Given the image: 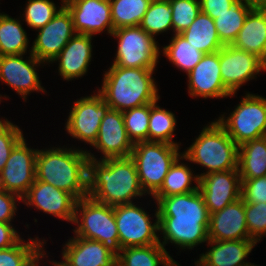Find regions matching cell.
Segmentation results:
<instances>
[{
  "instance_id": "obj_1",
  "label": "cell",
  "mask_w": 266,
  "mask_h": 266,
  "mask_svg": "<svg viewBox=\"0 0 266 266\" xmlns=\"http://www.w3.org/2000/svg\"><path fill=\"white\" fill-rule=\"evenodd\" d=\"M154 198L158 204V227L164 238L159 243L163 247L171 242L182 249H192L208 242L210 214L199 190Z\"/></svg>"
},
{
  "instance_id": "obj_2",
  "label": "cell",
  "mask_w": 266,
  "mask_h": 266,
  "mask_svg": "<svg viewBox=\"0 0 266 266\" xmlns=\"http://www.w3.org/2000/svg\"><path fill=\"white\" fill-rule=\"evenodd\" d=\"M88 155V196L93 200L117 206L132 203L131 199L143 196L137 168L131 157L97 160Z\"/></svg>"
},
{
  "instance_id": "obj_3",
  "label": "cell",
  "mask_w": 266,
  "mask_h": 266,
  "mask_svg": "<svg viewBox=\"0 0 266 266\" xmlns=\"http://www.w3.org/2000/svg\"><path fill=\"white\" fill-rule=\"evenodd\" d=\"M88 155L84 150H38L36 180L70 193L76 200L88 196Z\"/></svg>"
},
{
  "instance_id": "obj_4",
  "label": "cell",
  "mask_w": 266,
  "mask_h": 266,
  "mask_svg": "<svg viewBox=\"0 0 266 266\" xmlns=\"http://www.w3.org/2000/svg\"><path fill=\"white\" fill-rule=\"evenodd\" d=\"M153 72L154 69L111 66L98 93L110 109L120 112L153 103L159 100Z\"/></svg>"
},
{
  "instance_id": "obj_5",
  "label": "cell",
  "mask_w": 266,
  "mask_h": 266,
  "mask_svg": "<svg viewBox=\"0 0 266 266\" xmlns=\"http://www.w3.org/2000/svg\"><path fill=\"white\" fill-rule=\"evenodd\" d=\"M239 146L232 140L223 127L212 122L203 128L195 142L183 152V158L207 168L206 173L238 169Z\"/></svg>"
},
{
  "instance_id": "obj_6",
  "label": "cell",
  "mask_w": 266,
  "mask_h": 266,
  "mask_svg": "<svg viewBox=\"0 0 266 266\" xmlns=\"http://www.w3.org/2000/svg\"><path fill=\"white\" fill-rule=\"evenodd\" d=\"M179 145L164 142L141 141L133 146L131 158L143 191L152 196L161 188L170 166L182 155Z\"/></svg>"
},
{
  "instance_id": "obj_7",
  "label": "cell",
  "mask_w": 266,
  "mask_h": 266,
  "mask_svg": "<svg viewBox=\"0 0 266 266\" xmlns=\"http://www.w3.org/2000/svg\"><path fill=\"white\" fill-rule=\"evenodd\" d=\"M73 223L78 226L74 230L76 236L99 241L109 245L116 252L119 250V235L113 206L99 203L89 196L81 198L75 204Z\"/></svg>"
},
{
  "instance_id": "obj_8",
  "label": "cell",
  "mask_w": 266,
  "mask_h": 266,
  "mask_svg": "<svg viewBox=\"0 0 266 266\" xmlns=\"http://www.w3.org/2000/svg\"><path fill=\"white\" fill-rule=\"evenodd\" d=\"M240 102L227 119L217 120L238 146L266 136V98L248 93Z\"/></svg>"
},
{
  "instance_id": "obj_9",
  "label": "cell",
  "mask_w": 266,
  "mask_h": 266,
  "mask_svg": "<svg viewBox=\"0 0 266 266\" xmlns=\"http://www.w3.org/2000/svg\"><path fill=\"white\" fill-rule=\"evenodd\" d=\"M111 35L118 39L116 59L112 66L155 70L160 48L154 37L140 26L117 28Z\"/></svg>"
},
{
  "instance_id": "obj_10",
  "label": "cell",
  "mask_w": 266,
  "mask_h": 266,
  "mask_svg": "<svg viewBox=\"0 0 266 266\" xmlns=\"http://www.w3.org/2000/svg\"><path fill=\"white\" fill-rule=\"evenodd\" d=\"M114 215L119 235V250L159 244L160 240L156 234L159 231L158 210L155 212L156 222L153 224L147 212L134 203L114 206Z\"/></svg>"
},
{
  "instance_id": "obj_11",
  "label": "cell",
  "mask_w": 266,
  "mask_h": 266,
  "mask_svg": "<svg viewBox=\"0 0 266 266\" xmlns=\"http://www.w3.org/2000/svg\"><path fill=\"white\" fill-rule=\"evenodd\" d=\"M38 149L27 147L24 137L15 145L5 167L0 172V188L21 199L36 179Z\"/></svg>"
},
{
  "instance_id": "obj_12",
  "label": "cell",
  "mask_w": 266,
  "mask_h": 266,
  "mask_svg": "<svg viewBox=\"0 0 266 266\" xmlns=\"http://www.w3.org/2000/svg\"><path fill=\"white\" fill-rule=\"evenodd\" d=\"M109 109L110 106L99 93L77 100L65 126L68 134L92 146L97 140L100 123Z\"/></svg>"
},
{
  "instance_id": "obj_13",
  "label": "cell",
  "mask_w": 266,
  "mask_h": 266,
  "mask_svg": "<svg viewBox=\"0 0 266 266\" xmlns=\"http://www.w3.org/2000/svg\"><path fill=\"white\" fill-rule=\"evenodd\" d=\"M219 64L223 84L231 93H236L241 85L266 70V63L257 55L232 45H224L219 50Z\"/></svg>"
},
{
  "instance_id": "obj_14",
  "label": "cell",
  "mask_w": 266,
  "mask_h": 266,
  "mask_svg": "<svg viewBox=\"0 0 266 266\" xmlns=\"http://www.w3.org/2000/svg\"><path fill=\"white\" fill-rule=\"evenodd\" d=\"M37 31L39 33L30 52L38 60L49 63L76 34L71 14L64 4L54 18Z\"/></svg>"
},
{
  "instance_id": "obj_15",
  "label": "cell",
  "mask_w": 266,
  "mask_h": 266,
  "mask_svg": "<svg viewBox=\"0 0 266 266\" xmlns=\"http://www.w3.org/2000/svg\"><path fill=\"white\" fill-rule=\"evenodd\" d=\"M198 186L209 214L222 210L241 198V178L238 169L203 174Z\"/></svg>"
},
{
  "instance_id": "obj_16",
  "label": "cell",
  "mask_w": 266,
  "mask_h": 266,
  "mask_svg": "<svg viewBox=\"0 0 266 266\" xmlns=\"http://www.w3.org/2000/svg\"><path fill=\"white\" fill-rule=\"evenodd\" d=\"M71 14L76 34H112L111 5L109 0H70L63 3Z\"/></svg>"
},
{
  "instance_id": "obj_17",
  "label": "cell",
  "mask_w": 266,
  "mask_h": 266,
  "mask_svg": "<svg viewBox=\"0 0 266 266\" xmlns=\"http://www.w3.org/2000/svg\"><path fill=\"white\" fill-rule=\"evenodd\" d=\"M28 58L23 60L22 54L0 56V80L12 87L24 100L32 91L45 92L35 68L44 62L32 53Z\"/></svg>"
},
{
  "instance_id": "obj_18",
  "label": "cell",
  "mask_w": 266,
  "mask_h": 266,
  "mask_svg": "<svg viewBox=\"0 0 266 266\" xmlns=\"http://www.w3.org/2000/svg\"><path fill=\"white\" fill-rule=\"evenodd\" d=\"M25 198V199H24ZM26 205L72 222L75 217L76 199L68 192L35 179L33 185L21 199ZM27 201V202H26Z\"/></svg>"
},
{
  "instance_id": "obj_19",
  "label": "cell",
  "mask_w": 266,
  "mask_h": 266,
  "mask_svg": "<svg viewBox=\"0 0 266 266\" xmlns=\"http://www.w3.org/2000/svg\"><path fill=\"white\" fill-rule=\"evenodd\" d=\"M92 146L103 153V160L131 156L134 144L128 138L122 112L113 109L107 111Z\"/></svg>"
},
{
  "instance_id": "obj_20",
  "label": "cell",
  "mask_w": 266,
  "mask_h": 266,
  "mask_svg": "<svg viewBox=\"0 0 266 266\" xmlns=\"http://www.w3.org/2000/svg\"><path fill=\"white\" fill-rule=\"evenodd\" d=\"M187 75L189 78L188 92L193 97L223 98L235 95L223 84L219 64V51L205 54Z\"/></svg>"
},
{
  "instance_id": "obj_21",
  "label": "cell",
  "mask_w": 266,
  "mask_h": 266,
  "mask_svg": "<svg viewBox=\"0 0 266 266\" xmlns=\"http://www.w3.org/2000/svg\"><path fill=\"white\" fill-rule=\"evenodd\" d=\"M63 266H115L117 252L99 241L75 236L63 249Z\"/></svg>"
},
{
  "instance_id": "obj_22",
  "label": "cell",
  "mask_w": 266,
  "mask_h": 266,
  "mask_svg": "<svg viewBox=\"0 0 266 266\" xmlns=\"http://www.w3.org/2000/svg\"><path fill=\"white\" fill-rule=\"evenodd\" d=\"M208 239L216 241L250 239L242 198L210 214Z\"/></svg>"
},
{
  "instance_id": "obj_23",
  "label": "cell",
  "mask_w": 266,
  "mask_h": 266,
  "mask_svg": "<svg viewBox=\"0 0 266 266\" xmlns=\"http://www.w3.org/2000/svg\"><path fill=\"white\" fill-rule=\"evenodd\" d=\"M92 35L75 34L52 60L59 61V74L65 80L82 77L92 57Z\"/></svg>"
},
{
  "instance_id": "obj_24",
  "label": "cell",
  "mask_w": 266,
  "mask_h": 266,
  "mask_svg": "<svg viewBox=\"0 0 266 266\" xmlns=\"http://www.w3.org/2000/svg\"><path fill=\"white\" fill-rule=\"evenodd\" d=\"M211 248L201 254L196 266H250L244 262L256 242L251 239L216 241L208 240Z\"/></svg>"
},
{
  "instance_id": "obj_25",
  "label": "cell",
  "mask_w": 266,
  "mask_h": 266,
  "mask_svg": "<svg viewBox=\"0 0 266 266\" xmlns=\"http://www.w3.org/2000/svg\"><path fill=\"white\" fill-rule=\"evenodd\" d=\"M231 45L257 55L266 63V7H254L248 13Z\"/></svg>"
},
{
  "instance_id": "obj_26",
  "label": "cell",
  "mask_w": 266,
  "mask_h": 266,
  "mask_svg": "<svg viewBox=\"0 0 266 266\" xmlns=\"http://www.w3.org/2000/svg\"><path fill=\"white\" fill-rule=\"evenodd\" d=\"M122 252V254L120 253ZM118 266H180L159 244L132 246L117 251Z\"/></svg>"
},
{
  "instance_id": "obj_27",
  "label": "cell",
  "mask_w": 266,
  "mask_h": 266,
  "mask_svg": "<svg viewBox=\"0 0 266 266\" xmlns=\"http://www.w3.org/2000/svg\"><path fill=\"white\" fill-rule=\"evenodd\" d=\"M238 172L241 179L266 176V136L239 145Z\"/></svg>"
},
{
  "instance_id": "obj_28",
  "label": "cell",
  "mask_w": 266,
  "mask_h": 266,
  "mask_svg": "<svg viewBox=\"0 0 266 266\" xmlns=\"http://www.w3.org/2000/svg\"><path fill=\"white\" fill-rule=\"evenodd\" d=\"M180 35L204 54L218 52L224 46L217 34L214 19L203 12Z\"/></svg>"
},
{
  "instance_id": "obj_29",
  "label": "cell",
  "mask_w": 266,
  "mask_h": 266,
  "mask_svg": "<svg viewBox=\"0 0 266 266\" xmlns=\"http://www.w3.org/2000/svg\"><path fill=\"white\" fill-rule=\"evenodd\" d=\"M180 159H183V155L178 157L170 166L161 188L152 197H168L198 190L200 181L199 176H193L189 167L183 163H179ZM192 181H195L197 186L192 187Z\"/></svg>"
},
{
  "instance_id": "obj_30",
  "label": "cell",
  "mask_w": 266,
  "mask_h": 266,
  "mask_svg": "<svg viewBox=\"0 0 266 266\" xmlns=\"http://www.w3.org/2000/svg\"><path fill=\"white\" fill-rule=\"evenodd\" d=\"M253 8L252 5L238 0L227 12L216 15L214 19L215 27L219 39L224 45H231L234 42L244 25L248 13Z\"/></svg>"
},
{
  "instance_id": "obj_31",
  "label": "cell",
  "mask_w": 266,
  "mask_h": 266,
  "mask_svg": "<svg viewBox=\"0 0 266 266\" xmlns=\"http://www.w3.org/2000/svg\"><path fill=\"white\" fill-rule=\"evenodd\" d=\"M28 42L20 21L3 14L0 18V56L24 55Z\"/></svg>"
},
{
  "instance_id": "obj_32",
  "label": "cell",
  "mask_w": 266,
  "mask_h": 266,
  "mask_svg": "<svg viewBox=\"0 0 266 266\" xmlns=\"http://www.w3.org/2000/svg\"><path fill=\"white\" fill-rule=\"evenodd\" d=\"M163 53L172 64L187 74L200 62L205 55L194 47L180 34H174L170 44L163 47Z\"/></svg>"
},
{
  "instance_id": "obj_33",
  "label": "cell",
  "mask_w": 266,
  "mask_h": 266,
  "mask_svg": "<svg viewBox=\"0 0 266 266\" xmlns=\"http://www.w3.org/2000/svg\"><path fill=\"white\" fill-rule=\"evenodd\" d=\"M113 30L139 26L151 0H109Z\"/></svg>"
},
{
  "instance_id": "obj_34",
  "label": "cell",
  "mask_w": 266,
  "mask_h": 266,
  "mask_svg": "<svg viewBox=\"0 0 266 266\" xmlns=\"http://www.w3.org/2000/svg\"><path fill=\"white\" fill-rule=\"evenodd\" d=\"M37 239L30 238L25 243L22 238L13 246L0 249V266H32L34 261L44 252L43 244Z\"/></svg>"
},
{
  "instance_id": "obj_35",
  "label": "cell",
  "mask_w": 266,
  "mask_h": 266,
  "mask_svg": "<svg viewBox=\"0 0 266 266\" xmlns=\"http://www.w3.org/2000/svg\"><path fill=\"white\" fill-rule=\"evenodd\" d=\"M176 119L172 112L160 108L157 101L150 103L148 141L179 145L172 141Z\"/></svg>"
},
{
  "instance_id": "obj_36",
  "label": "cell",
  "mask_w": 266,
  "mask_h": 266,
  "mask_svg": "<svg viewBox=\"0 0 266 266\" xmlns=\"http://www.w3.org/2000/svg\"><path fill=\"white\" fill-rule=\"evenodd\" d=\"M139 26L152 37L173 29L169 0H151Z\"/></svg>"
},
{
  "instance_id": "obj_37",
  "label": "cell",
  "mask_w": 266,
  "mask_h": 266,
  "mask_svg": "<svg viewBox=\"0 0 266 266\" xmlns=\"http://www.w3.org/2000/svg\"><path fill=\"white\" fill-rule=\"evenodd\" d=\"M128 138L133 144L148 141L150 103L122 112Z\"/></svg>"
},
{
  "instance_id": "obj_38",
  "label": "cell",
  "mask_w": 266,
  "mask_h": 266,
  "mask_svg": "<svg viewBox=\"0 0 266 266\" xmlns=\"http://www.w3.org/2000/svg\"><path fill=\"white\" fill-rule=\"evenodd\" d=\"M175 34L184 32L201 12L199 0H169Z\"/></svg>"
},
{
  "instance_id": "obj_39",
  "label": "cell",
  "mask_w": 266,
  "mask_h": 266,
  "mask_svg": "<svg viewBox=\"0 0 266 266\" xmlns=\"http://www.w3.org/2000/svg\"><path fill=\"white\" fill-rule=\"evenodd\" d=\"M58 11L55 3L50 0H28L24 19L27 26L38 30L51 21Z\"/></svg>"
},
{
  "instance_id": "obj_40",
  "label": "cell",
  "mask_w": 266,
  "mask_h": 266,
  "mask_svg": "<svg viewBox=\"0 0 266 266\" xmlns=\"http://www.w3.org/2000/svg\"><path fill=\"white\" fill-rule=\"evenodd\" d=\"M245 217L250 239L259 242L261 237L266 235V202H245Z\"/></svg>"
},
{
  "instance_id": "obj_41",
  "label": "cell",
  "mask_w": 266,
  "mask_h": 266,
  "mask_svg": "<svg viewBox=\"0 0 266 266\" xmlns=\"http://www.w3.org/2000/svg\"><path fill=\"white\" fill-rule=\"evenodd\" d=\"M23 138V133L17 125L8 120H0V172L6 165L11 151Z\"/></svg>"
},
{
  "instance_id": "obj_42",
  "label": "cell",
  "mask_w": 266,
  "mask_h": 266,
  "mask_svg": "<svg viewBox=\"0 0 266 266\" xmlns=\"http://www.w3.org/2000/svg\"><path fill=\"white\" fill-rule=\"evenodd\" d=\"M241 198L246 203L266 202V176L241 179Z\"/></svg>"
},
{
  "instance_id": "obj_43",
  "label": "cell",
  "mask_w": 266,
  "mask_h": 266,
  "mask_svg": "<svg viewBox=\"0 0 266 266\" xmlns=\"http://www.w3.org/2000/svg\"><path fill=\"white\" fill-rule=\"evenodd\" d=\"M16 199L21 200L18 195L0 188V222L11 223L17 209Z\"/></svg>"
},
{
  "instance_id": "obj_44",
  "label": "cell",
  "mask_w": 266,
  "mask_h": 266,
  "mask_svg": "<svg viewBox=\"0 0 266 266\" xmlns=\"http://www.w3.org/2000/svg\"><path fill=\"white\" fill-rule=\"evenodd\" d=\"M201 12L207 14L212 19L216 18V15L227 12L231 6H233L238 0H199Z\"/></svg>"
},
{
  "instance_id": "obj_45",
  "label": "cell",
  "mask_w": 266,
  "mask_h": 266,
  "mask_svg": "<svg viewBox=\"0 0 266 266\" xmlns=\"http://www.w3.org/2000/svg\"><path fill=\"white\" fill-rule=\"evenodd\" d=\"M20 236L10 223L0 222V249L9 248L15 245Z\"/></svg>"
},
{
  "instance_id": "obj_46",
  "label": "cell",
  "mask_w": 266,
  "mask_h": 266,
  "mask_svg": "<svg viewBox=\"0 0 266 266\" xmlns=\"http://www.w3.org/2000/svg\"><path fill=\"white\" fill-rule=\"evenodd\" d=\"M253 7H266V0H242Z\"/></svg>"
},
{
  "instance_id": "obj_47",
  "label": "cell",
  "mask_w": 266,
  "mask_h": 266,
  "mask_svg": "<svg viewBox=\"0 0 266 266\" xmlns=\"http://www.w3.org/2000/svg\"><path fill=\"white\" fill-rule=\"evenodd\" d=\"M46 253H45V251H44V254L42 253L35 261H34V263H33V265L32 266H38V262H39V258H43V256L45 255ZM52 265H54V266H63L60 262H54L53 261V263H52Z\"/></svg>"
}]
</instances>
